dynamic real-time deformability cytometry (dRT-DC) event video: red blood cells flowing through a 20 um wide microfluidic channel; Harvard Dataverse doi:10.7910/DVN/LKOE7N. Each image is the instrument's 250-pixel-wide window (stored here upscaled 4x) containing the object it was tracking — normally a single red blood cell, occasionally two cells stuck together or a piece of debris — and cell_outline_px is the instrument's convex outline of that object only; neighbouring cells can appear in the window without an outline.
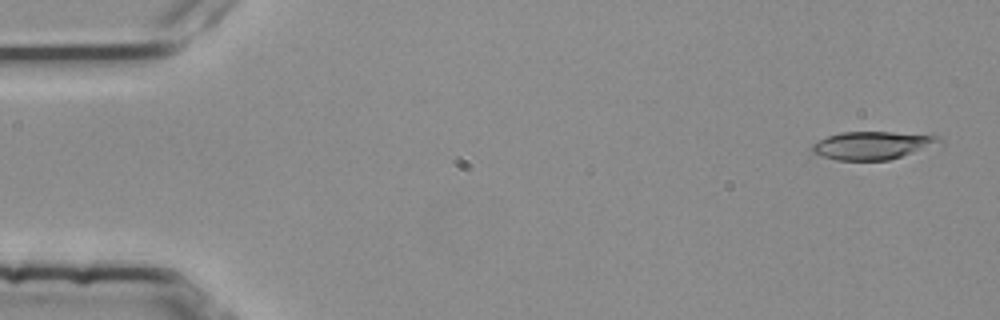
{"species": "common noctule bat (a hibernating species)", "species_latin": "Nyctalus noctula", "temperature_condition": "room temperature", "stored_images_in_passage": 4, "camera_frame_rate_fps": 3000, "um_per_image_px": 0.085, "animal": {"sex": "female", "body_mass_g": 25.1}, "frame": {"image": 1, "passage_image": 1, "time_ms": 0.0, "image_size_px": [1000, 320], "cell_outline_px": [[944, 144], [888, 160], [836, 160], [812, 152], [812, 144], [828, 136], [840, 132], [892, 132], [940, 136], [944, 140]], "centroid_in_image_um": [74.25, 12.35], "position_along_channel_um": 10.8, "area_um2": 20.81}}
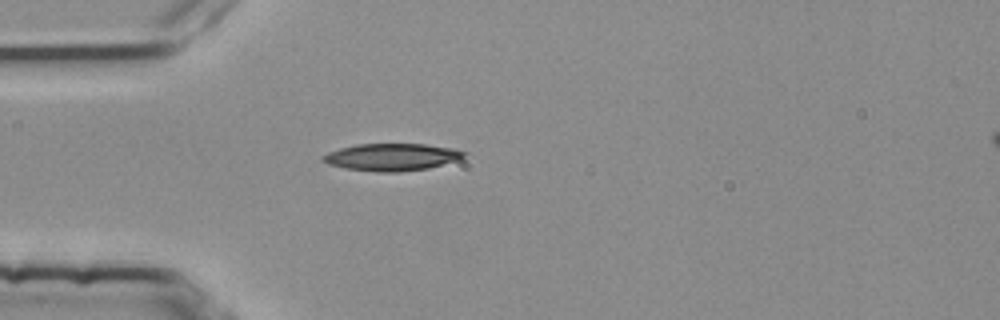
{"frame": {"image": 2, "passage_image": 4, "time_ms": 1.0, "image_size_px": [1000, 320], "cell_outline_px": [[468, 156], [460, 160], [428, 168], [396, 172], [380, 172], [344, 168], [328, 164], [320, 160], [320, 156], [328, 152], [340, 148], [356, 144], [424, 144], [456, 148], [468, 152]], "centroid_in_image_um": [33.34, 13.34], "position_along_channel_um": 51.7, "area_um2": 22.72}}